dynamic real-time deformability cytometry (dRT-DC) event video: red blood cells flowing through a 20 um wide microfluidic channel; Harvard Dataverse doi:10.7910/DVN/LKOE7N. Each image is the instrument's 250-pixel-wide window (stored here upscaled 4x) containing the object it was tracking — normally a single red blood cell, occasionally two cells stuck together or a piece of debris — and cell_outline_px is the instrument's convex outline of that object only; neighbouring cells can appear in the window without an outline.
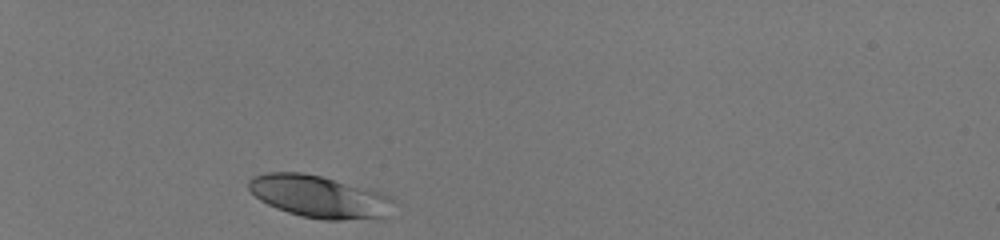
{"species": "human", "species_latin": "Homo sapiens", "temperature_condition": "room temperature", "stored_images_in_passage": 31, "camera_frame_rate_fps": 3000, "um_per_image_px": 0.085, "donor": {"sex": "male"}, "frame": {"image": 1, "passage_image": 1, "time_ms": 0.0, "image_size_px": [1000, 240], "cell_outline_px": [[392, 200], [384, 216], [340, 220], [324, 220], [300, 216], [276, 208], [260, 200], [248, 188], [248, 180], [252, 176], [268, 172], [304, 172], [368, 188], [380, 192], [388, 196]], "centroid_in_image_um": [27.03, 16.69], "position_along_channel_um": 58.0, "area_um2": 35.08}}
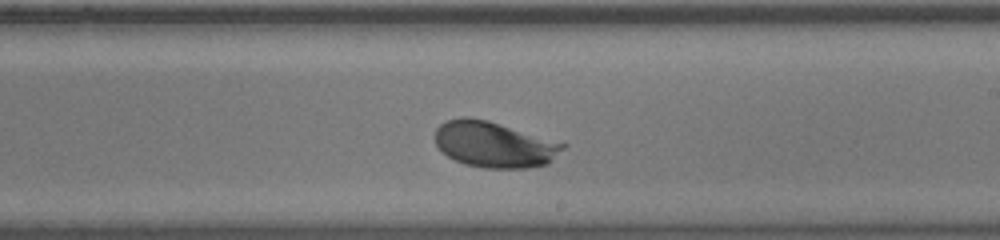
{"frame": {"image": 2, "passage_image": 18, "time_ms": 5.667, "image_size_px": [1000, 240], "cell_outline_px": [[568, 144], [548, 164], [528, 168], [484, 168], [464, 164], [448, 156], [436, 144], [436, 128], [440, 124], [448, 120], [460, 116], [468, 116], [488, 120]], "centroid_in_image_um": [42.02, 12.27], "position_along_channel_um": 247.0, "area_um2": 34.16}}
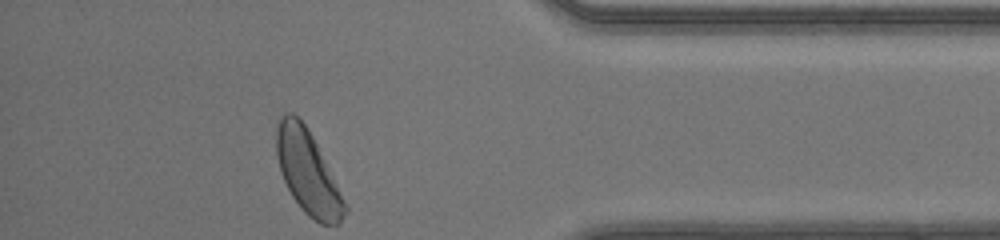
{"frame": {"image": 3, "passage_image": 31, "time_ms": 10.0, "image_size_px": [1000, 240], "cell_outline_px": [[348, 212], [340, 224], [320, 224], [308, 216], [300, 208], [292, 196], [280, 172], [276, 156], [276, 120], [284, 112], [292, 112], [304, 124], [312, 136], [348, 204]], "centroid_in_image_um": [26.16, 14.66], "position_along_channel_um": 409.0, "area_um2": 33.52}, "authors_computed_cell_mechanics": {"area_um2": 33.6396, "velocity_mm_per_s": 4.0921, "shape_relaxation_time_tau1_ms": 2.1779, "shape_relaxation_time_tau2_ms": null, "deformation_change_tau1": 0.1479, "deformation_change_tau2": null}}